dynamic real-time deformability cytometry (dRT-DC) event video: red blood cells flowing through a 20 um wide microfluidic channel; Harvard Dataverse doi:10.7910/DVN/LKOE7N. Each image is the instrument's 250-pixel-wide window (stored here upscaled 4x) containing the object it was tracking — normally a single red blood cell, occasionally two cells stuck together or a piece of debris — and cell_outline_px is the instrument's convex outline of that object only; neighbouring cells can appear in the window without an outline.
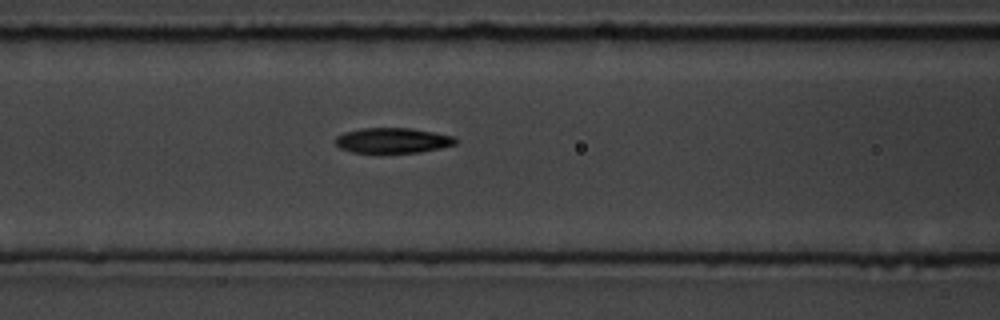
{"species": "common noctule bat (a hibernating species)", "species_latin": "Nyctalus noctula", "temperature_condition": "room temperature", "stored_images_in_passage": 6, "camera_frame_rate_fps": 3000, "um_per_image_px": 0.085, "animal": {"sex": "male", "body_mass_g": 19.5, "forearm_length_mm": 54.6}, "frame": {"image": 1, "passage_image": 6, "time_ms": 6.667, "image_size_px": [1000, 320], "cell_outline_px": [[456, 144], [440, 148], [420, 152], [352, 152], [340, 148], [336, 144], [336, 136], [344, 132], [360, 128], [412, 128], [456, 136]], "centroid_in_image_um": [33.39, 11.92], "position_along_channel_um": 133.2, "area_um2": 17.63}}